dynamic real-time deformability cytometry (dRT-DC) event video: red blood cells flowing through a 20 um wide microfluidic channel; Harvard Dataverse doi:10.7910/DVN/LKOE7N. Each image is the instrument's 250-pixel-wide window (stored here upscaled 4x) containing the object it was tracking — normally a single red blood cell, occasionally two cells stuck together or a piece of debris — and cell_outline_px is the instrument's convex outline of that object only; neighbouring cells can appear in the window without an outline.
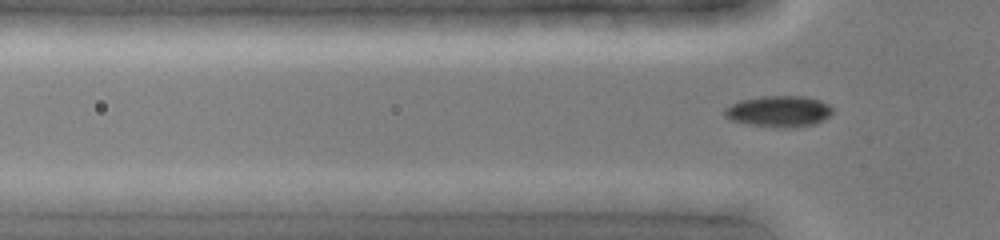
{"species": "common noctule bat (a hibernating species)", "species_latin": "Nyctalus noctula", "temperature_condition": "cold", "stored_images_in_passage": 6, "segment_of_instrument_passage": [2, 2], "camera_frame_rate_fps": 3000, "um_per_image_px": 0.085, "animal": {"sex": "female", "body_mass_g": 19.0, "forearm_length_mm": 51.5}, "frame": {"image": 1, "passage_image": 6, "time_ms": 1.667, "image_size_px": [1000, 240], "cell_outline_px": [[832, 112], [824, 120], [816, 124], [748, 124], [732, 120], [724, 116], [724, 108], [740, 100], [760, 96], [804, 96], [820, 100], [828, 104], [832, 108]], "centroid_in_image_um": [66.18, 9.39], "position_along_channel_um": 59.6, "area_um2": 18.61}}